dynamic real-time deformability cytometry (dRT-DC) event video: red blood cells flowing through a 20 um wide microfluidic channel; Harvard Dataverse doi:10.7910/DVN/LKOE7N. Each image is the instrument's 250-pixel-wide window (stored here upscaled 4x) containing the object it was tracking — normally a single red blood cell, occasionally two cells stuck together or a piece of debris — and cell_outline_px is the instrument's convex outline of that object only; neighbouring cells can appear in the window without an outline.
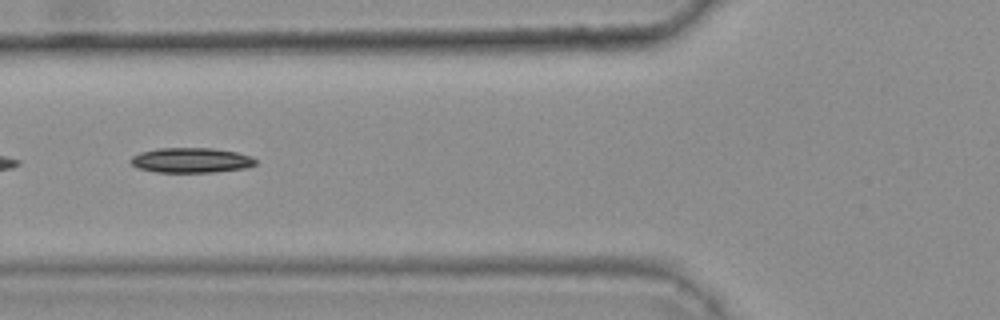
{"species": "common noctule bat (a hibernating species)", "species_latin": "Nyctalus noctula", "temperature_condition": "warm", "stored_images_in_passage": 21, "segment_of_instrument_passage": [2, 2], "camera_frame_rate_fps": 3000, "um_per_image_px": 0.085, "animal": {"sex": "female", "body_mass_g": 25.1}, "frame": {"image": 1, "passage_image": 19, "time_ms": 6.0, "image_size_px": [1000, 320], "cell_outline_px": [[256, 164], [244, 168], [212, 172], [156, 172], [140, 168], [132, 164], [128, 160], [132, 156], [140, 152], [160, 148], [212, 148], [236, 152], [252, 156], [256, 160]], "centroid_in_image_um": [16.24, 13.61], "position_along_channel_um": 109.6, "area_um2": 18.09}}